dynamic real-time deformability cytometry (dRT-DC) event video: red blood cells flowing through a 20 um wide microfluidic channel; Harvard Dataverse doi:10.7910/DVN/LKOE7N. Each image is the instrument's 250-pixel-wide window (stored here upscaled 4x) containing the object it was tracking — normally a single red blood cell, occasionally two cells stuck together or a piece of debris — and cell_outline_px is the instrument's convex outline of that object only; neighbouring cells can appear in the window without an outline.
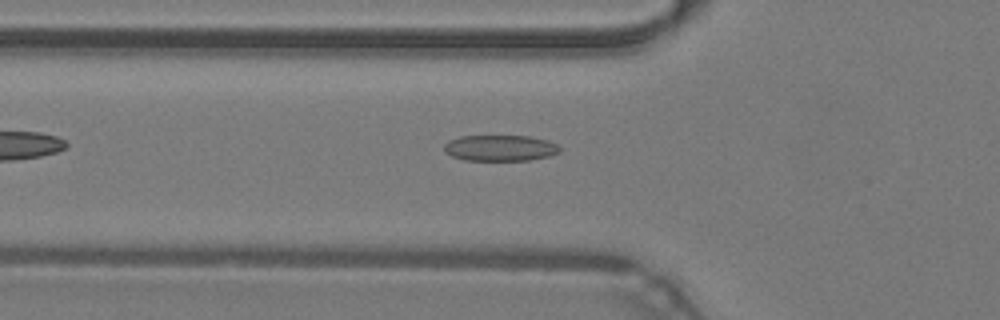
{"species": "common noctule bat (a hibernating species)", "species_latin": "Nyctalus noctula", "temperature_condition": "warm", "stored_images_in_passage": 34, "camera_frame_rate_fps": 3000, "um_per_image_px": 0.085, "animal": {"sex": "male", "body_mass_g": 19.2, "forearm_length_mm": 51.8}, "frame": {"image": 1, "passage_image": 3, "time_ms": 0.667, "image_size_px": [1000, 320], "cell_outline_px": [[560, 152], [548, 156], [528, 160], [464, 160], [452, 156], [444, 152], [444, 144], [448, 140], [460, 136], [528, 136], [548, 140], [556, 144], [560, 148]], "centroid_in_image_um": [42.48, 12.57], "position_along_channel_um": 83.3, "area_um2": 17.51}}
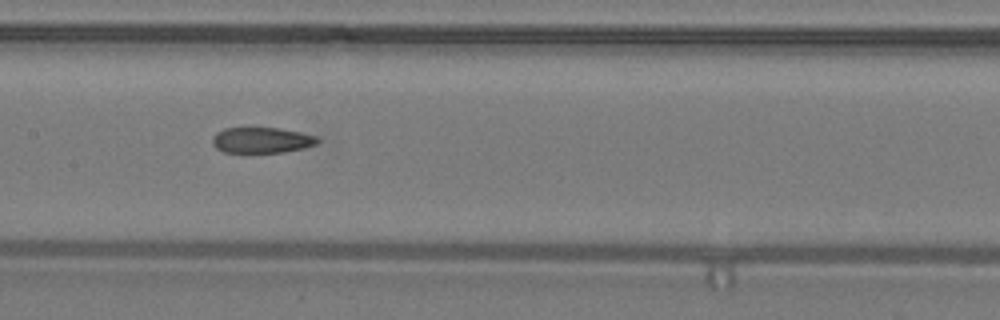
{"frame": {"image": 2, "passage_image": 10, "time_ms": 3.0, "image_size_px": [1000, 320], "cell_outline_px": [[320, 140], [316, 144], [304, 148], [284, 152], [224, 152], [216, 148], [212, 144], [212, 136], [216, 132], [224, 128], [280, 128], [300, 132], [316, 136]], "centroid_in_image_um": [22.23, 11.91], "position_along_channel_um": 185.2, "area_um2": 15.78}}
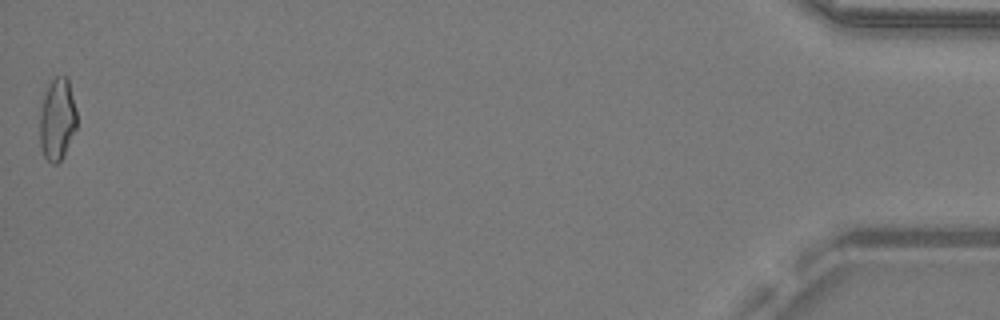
{"frame": {"image": 3, "passage_image": 34, "time_ms": 11.0, "image_size_px": [1000, 320], "cell_outline_px": [[76, 128], [60, 160], [56, 164], [52, 164], [44, 156], [40, 144], [40, 108], [48, 84], [56, 76], [68, 76], [76, 112]], "centroid_in_image_um": [4.85, 10.1], "position_along_channel_um": 430.3, "area_um2": 17.46}, "authors_computed_cell_mechanics": {"area_um2": 17.0221, "velocity_mm_per_s": 4.3228, "shape_relaxation_time_tau1_ms": null, "shape_relaxation_time_tau2_ms": 2.8396, "deformation_change_tau1": null, "deformation_change_tau2": 0.1084}}